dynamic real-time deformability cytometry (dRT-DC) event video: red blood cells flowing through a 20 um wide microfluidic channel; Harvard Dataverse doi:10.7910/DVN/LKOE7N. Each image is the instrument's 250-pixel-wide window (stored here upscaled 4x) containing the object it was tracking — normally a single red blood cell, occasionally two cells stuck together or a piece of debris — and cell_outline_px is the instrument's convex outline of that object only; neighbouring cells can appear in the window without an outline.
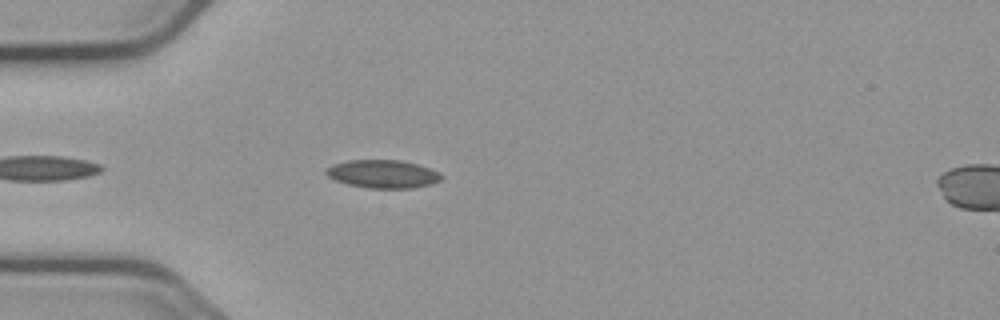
{"species": "common noctule bat (a hibernating species)", "species_latin": "Nyctalus noctula", "temperature_condition": "cold", "stored_images_in_passage": 14, "camera_frame_rate_fps": 3000, "um_per_image_px": 0.085, "animal": {"sex": "male", "body_mass_g": 23.1, "forearm_length_mm": 52.7}, "frame": {"image": 1, "passage_image": 3, "time_ms": 0.667, "image_size_px": [1000, 320], "cell_outline_px": [[444, 176], [440, 180], [432, 184], [412, 188], [368, 188], [348, 184], [336, 180], [328, 176], [324, 172], [332, 164], [348, 160], [400, 160], [416, 164], [440, 172]], "centroid_in_image_um": [32.55, 14.79], "position_along_channel_um": 52.4, "area_um2": 18.84}}
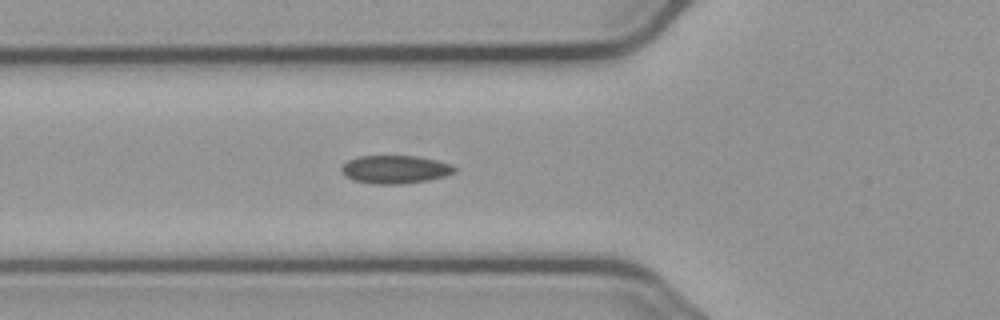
{"frame": {"image": 2, "passage_image": 7, "time_ms": 2.0, "image_size_px": [1000, 320], "cell_outline_px": [[456, 172], [444, 176], [428, 180], [404, 184], [372, 184], [352, 180], [344, 176], [340, 168], [348, 160], [360, 156], [416, 156], [436, 160], [452, 164], [456, 168]], "centroid_in_image_um": [33.57, 14.41], "position_along_channel_um": 92.2, "area_um2": 18.67}}
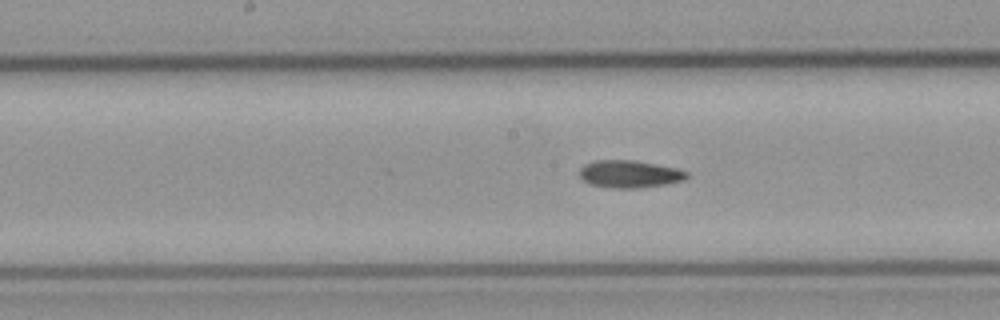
{"frame": {"image": 3, "passage_image": 12, "time_ms": 3.667, "image_size_px": [1000, 320], "cell_outline_px": [[688, 176], [684, 180], [668, 184], [640, 188], [612, 188], [588, 184], [580, 176], [580, 168], [584, 164], [592, 160], [632, 160], [676, 168], [688, 172]], "centroid_in_image_um": [53.49, 14.8], "position_along_channel_um": 194.7, "area_um2": 17.22}}